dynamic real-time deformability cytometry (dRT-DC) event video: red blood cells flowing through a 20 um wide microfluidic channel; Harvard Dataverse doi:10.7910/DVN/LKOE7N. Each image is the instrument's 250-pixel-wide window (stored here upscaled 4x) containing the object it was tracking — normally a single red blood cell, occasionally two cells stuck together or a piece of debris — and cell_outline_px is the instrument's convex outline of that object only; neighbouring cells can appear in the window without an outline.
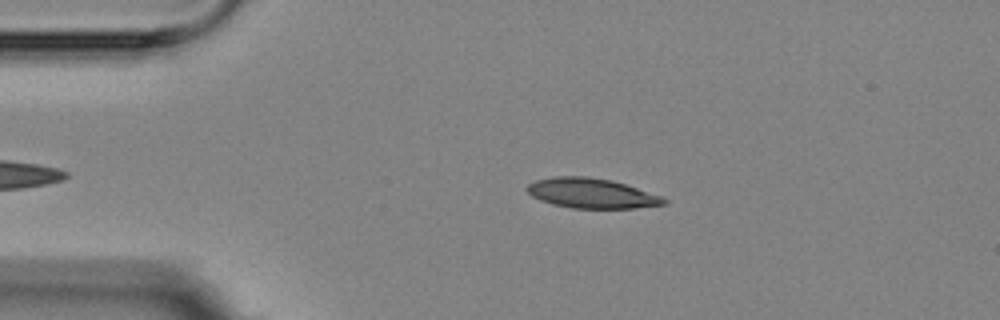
{"species": "Egyptian fruit bat (a non-hibernating species)", "species_latin": "Rousettus aegyptiacus", "temperature_condition": "room temperature", "stored_images_in_passage": 2, "camera_frame_rate_fps": 3000, "um_per_image_px": 0.085, "animal": {"sex": "female"}, "frame": {"image": 1, "passage_image": 1, "time_ms": 0.0, "image_size_px": [1000, 320], "cell_outline_px": [[668, 204], [636, 208], [572, 208], [552, 204], [540, 200], [532, 196], [524, 188], [528, 184], [536, 180], [556, 176], [588, 176], [612, 180], [660, 196], [668, 200]], "centroid_in_image_um": [50.26, 16.43], "position_along_channel_um": 34.7, "area_um2": 23.81}}